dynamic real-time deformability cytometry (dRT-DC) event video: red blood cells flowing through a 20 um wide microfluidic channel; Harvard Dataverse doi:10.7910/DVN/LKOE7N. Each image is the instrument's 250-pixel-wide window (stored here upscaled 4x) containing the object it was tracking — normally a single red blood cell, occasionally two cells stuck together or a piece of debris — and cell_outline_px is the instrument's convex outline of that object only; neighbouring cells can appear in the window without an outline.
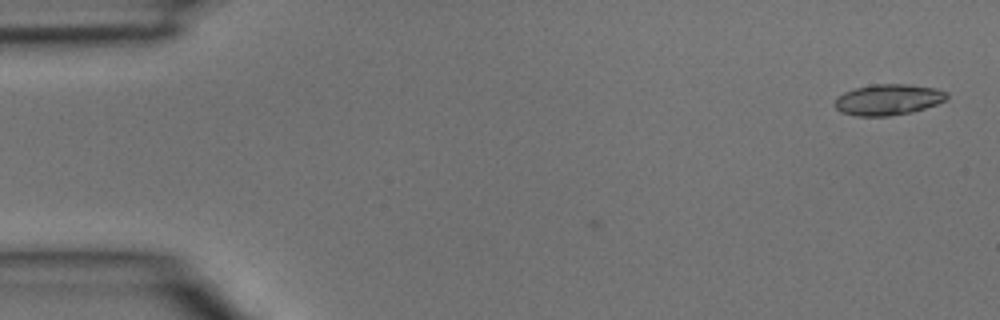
{"species": "common noctule bat (a hibernating species)", "species_latin": "Nyctalus noctula", "temperature_condition": "room temperature", "stored_images_in_passage": 4, "camera_frame_rate_fps": 3000, "um_per_image_px": 0.085, "animal": {"sex": "male", "body_mass_g": 15.6}, "frame": {"image": 1, "passage_image": 4, "time_ms": 1.0, "image_size_px": [1000, 320], "cell_outline_px": [[948, 96], [944, 100], [936, 104], [912, 112], [888, 116], [856, 116], [840, 112], [836, 108], [836, 96], [844, 92], [856, 88], [872, 84], [908, 84], [936, 88], [948, 92]], "centroid_in_image_um": [75.49, 8.46], "position_along_channel_um": 9.5, "area_um2": 20.17}}